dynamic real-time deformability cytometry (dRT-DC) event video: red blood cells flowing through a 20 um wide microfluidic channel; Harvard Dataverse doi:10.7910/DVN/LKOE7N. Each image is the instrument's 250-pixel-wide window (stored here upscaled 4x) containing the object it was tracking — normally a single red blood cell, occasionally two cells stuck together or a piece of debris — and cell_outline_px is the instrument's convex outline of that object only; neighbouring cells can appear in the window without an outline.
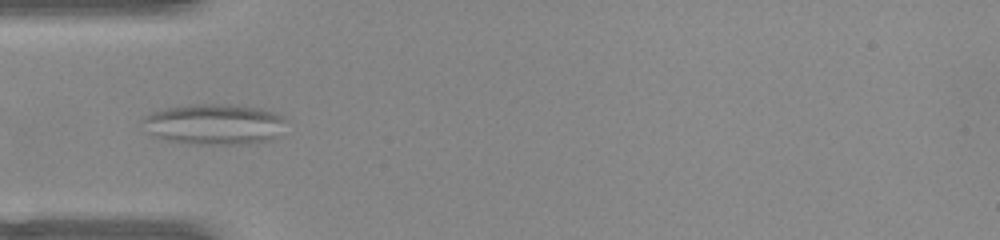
{"species": "common noctule bat (a hibernating species)", "species_latin": "Nyctalus noctula", "temperature_condition": "warm", "stored_images_in_passage": 49, "camera_frame_rate_fps": 3000, "um_per_image_px": 0.085, "animal": {"sex": "female", "body_mass_g": 22.0, "forearm_length_mm": 56.7}, "frame": {"image": 1, "passage_image": 14, "time_ms": 4.333, "image_size_px": [1000, 240], "cell_outline_px": [[288, 120], [276, 136], [272, 140], [248, 144], [196, 144], [168, 140], [152, 136], [140, 120], [144, 116], [152, 112], [168, 108], [188, 104], [232, 104], [260, 108], [276, 112], [284, 116]], "centroid_in_image_um": [18.24, 10.55], "position_along_channel_um": 66.8, "area_um2": 34.33}}
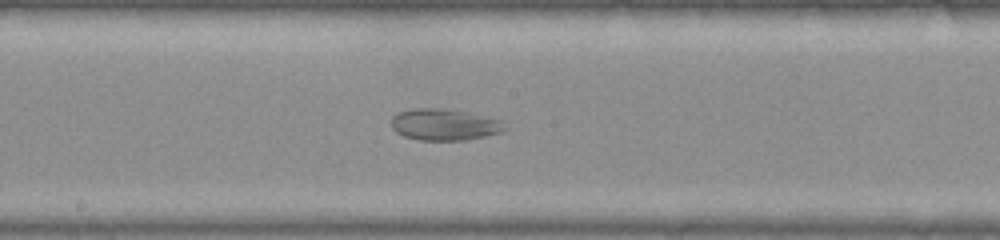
{"frame": {"image": 2, "passage_image": 25, "time_ms": 8.0, "image_size_px": [1000, 240], "cell_outline_px": [[508, 128], [500, 132], [468, 140], [420, 140], [404, 136], [396, 132], [392, 128], [392, 116], [396, 112], [412, 108], [440, 108], [464, 112], [504, 120]], "centroid_in_image_um": [37.77, 10.59], "position_along_channel_um": 210.4, "area_um2": 20.92}}
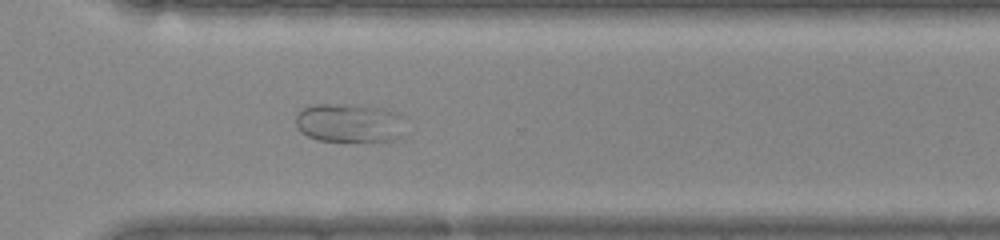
{"frame": {"image": 3, "passage_image": 35, "time_ms": 11.333, "image_size_px": [1000, 240], "cell_outline_px": [[408, 132], [396, 140], [316, 140], [300, 132], [296, 128], [296, 112], [312, 104], [352, 104], [384, 108], [404, 116]], "centroid_in_image_um": [29.76, 10.43], "position_along_channel_um": 340.8, "area_um2": 25.37}}